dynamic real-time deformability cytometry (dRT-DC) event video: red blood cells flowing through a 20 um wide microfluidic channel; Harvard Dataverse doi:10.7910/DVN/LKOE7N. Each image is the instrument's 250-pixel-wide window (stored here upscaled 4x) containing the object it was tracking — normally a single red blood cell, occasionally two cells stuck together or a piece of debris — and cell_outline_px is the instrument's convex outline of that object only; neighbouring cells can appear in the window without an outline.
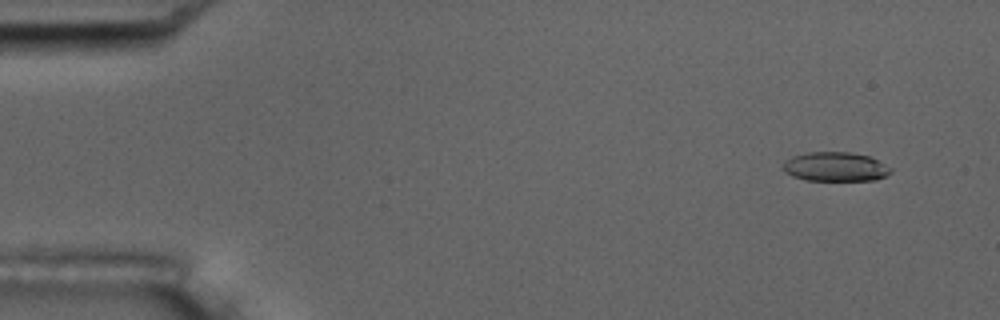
{"species": "common noctule bat (a hibernating species)", "species_latin": "Nyctalus noctula", "temperature_condition": "room temperature", "stored_images_in_passage": 54, "camera_frame_rate_fps": 3000, "um_per_image_px": 0.085, "animal": {"sex": "male", "body_mass_g": 17.5, "forearm_length_mm": 52.3}, "frame": {"image": 1, "passage_image": 4, "time_ms": 1.0, "image_size_px": [1000, 320], "cell_outline_px": [[892, 172], [876, 180], [804, 180], [792, 176], [784, 172], [784, 160], [792, 156], [808, 152], [848, 152], [868, 156], [892, 168]], "centroid_in_image_um": [70.98, 14.17], "position_along_channel_um": 14.0, "area_um2": 18.26}}
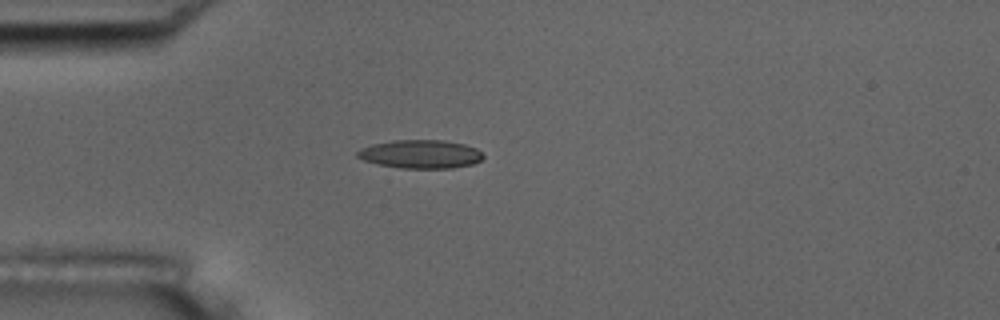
{"frame": {"image": 2, "passage_image": 15, "time_ms": 4.667, "image_size_px": [1000, 320], "cell_outline_px": [[484, 156], [480, 160], [472, 164], [452, 168], [400, 168], [380, 164], [364, 160], [356, 156], [356, 152], [360, 148], [372, 144], [392, 140], [444, 140], [464, 144], [476, 148]], "centroid_in_image_um": [35.73, 13.09], "position_along_channel_um": 49.3, "area_um2": 20.81}}
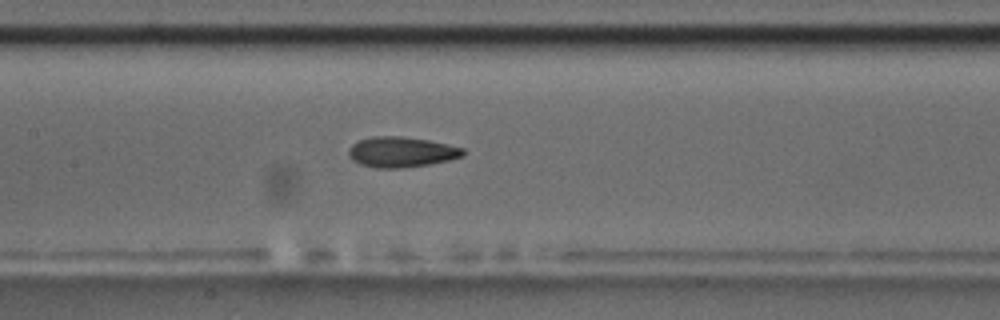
{"frame": {"image": 3, "passage_image": 26, "time_ms": 8.333, "image_size_px": [1000, 320], "cell_outline_px": [[464, 156], [448, 160], [428, 164], [400, 168], [376, 168], [360, 164], [352, 160], [348, 156], [348, 148], [352, 144], [360, 140], [372, 136], [400, 136], [428, 140], [448, 144], [464, 148]], "centroid_in_image_um": [34.09, 12.92], "position_along_channel_um": 173.3, "area_um2": 20.29}, "authors_computed_cell_mechanics": {"area_um2": 19.8543, "velocity_mm_per_s": 3.7145, "shape_relaxation_time_tau1_ms": 6.7353, "shape_relaxation_time_tau2_ms": 2.7749, "deformation_change_tau1": 0.2, "deformation_change_tau2": 0.1021}}